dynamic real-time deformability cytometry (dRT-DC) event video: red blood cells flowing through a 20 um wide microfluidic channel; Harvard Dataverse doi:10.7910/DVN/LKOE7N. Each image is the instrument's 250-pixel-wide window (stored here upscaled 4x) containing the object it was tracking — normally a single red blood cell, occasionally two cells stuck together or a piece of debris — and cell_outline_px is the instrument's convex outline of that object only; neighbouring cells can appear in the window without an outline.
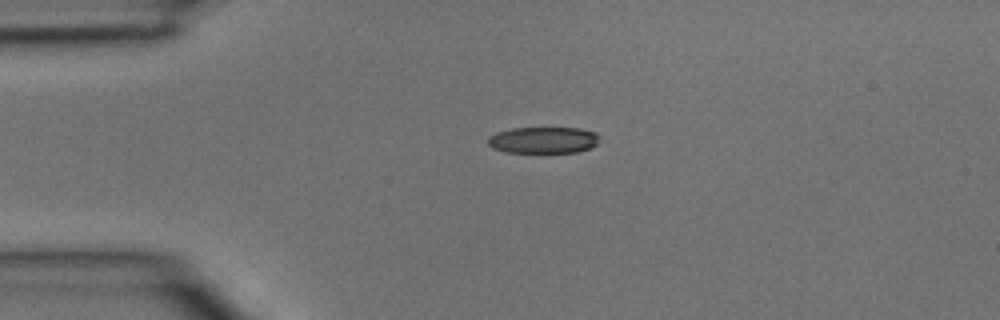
{"species": "common noctule bat (a hibernating species)", "species_latin": "Nyctalus noctula", "temperature_condition": "room temperature", "stored_images_in_passage": 4, "camera_frame_rate_fps": 3000, "um_per_image_px": 0.085, "animal": {"sex": "male", "body_mass_g": 15.6}, "frame": {"image": 1, "passage_image": 4, "time_ms": 1.0, "image_size_px": [1000, 320], "cell_outline_px": [[600, 136], [596, 144], [588, 148], [576, 152], [504, 152], [492, 148], [488, 144], [488, 136], [496, 132], [512, 128], [580, 128], [596, 132]], "centroid_in_image_um": [46.16, 11.9], "position_along_channel_um": 38.8, "area_um2": 17.22}}